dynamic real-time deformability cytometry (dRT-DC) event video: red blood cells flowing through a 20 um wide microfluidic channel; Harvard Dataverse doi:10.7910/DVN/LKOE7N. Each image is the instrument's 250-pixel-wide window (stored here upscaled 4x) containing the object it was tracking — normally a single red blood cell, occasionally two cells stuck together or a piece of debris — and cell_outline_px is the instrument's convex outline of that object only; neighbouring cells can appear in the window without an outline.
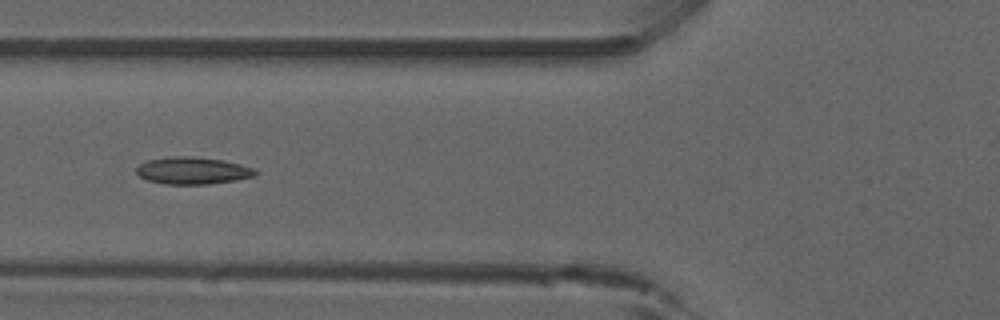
{"species": "common noctule bat (a hibernating species)", "species_latin": "Nyctalus noctula", "temperature_condition": "room temperature", "stored_images_in_passage": 38, "camera_frame_rate_fps": 3000, "um_per_image_px": 0.085, "animal": {"sex": "male", "forearm_length_mm": 52.5}, "frame": {"image": 1, "passage_image": 6, "time_ms": 1.667, "image_size_px": [1000, 320], "cell_outline_px": [[260, 172], [252, 176], [236, 180], [208, 184], [164, 184], [148, 180], [140, 176], [136, 172], [136, 168], [140, 164], [148, 160], [168, 156], [192, 156], [224, 160], [256, 168]], "centroid_in_image_um": [16.4, 14.49], "position_along_channel_um": 109.4, "area_um2": 18.9}, "authors_computed_cell_mechanics": {"area_um2": 17.8024, "velocity_mm_per_s": 3.9155, "shape_relaxation_time_tau1_ms": 8.212, "shape_relaxation_time_tau2_ms": 1.953, "deformation_change_tau1": 0.1913, "deformation_change_tau2": 0.0726}}